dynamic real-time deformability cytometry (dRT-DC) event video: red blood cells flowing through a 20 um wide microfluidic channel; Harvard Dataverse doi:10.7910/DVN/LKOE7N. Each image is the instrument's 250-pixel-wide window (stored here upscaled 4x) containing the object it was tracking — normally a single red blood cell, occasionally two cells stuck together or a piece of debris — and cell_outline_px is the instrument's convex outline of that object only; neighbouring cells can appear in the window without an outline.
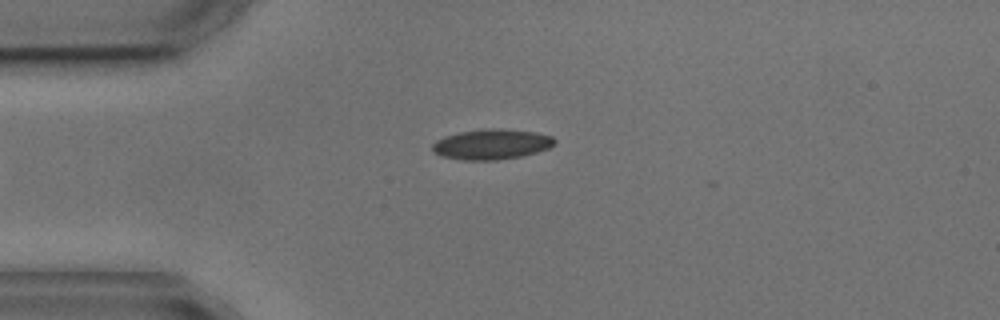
{"species": "common noctule bat (a hibernating species)", "species_latin": "Nyctalus noctula", "temperature_condition": "cold", "stored_images_in_passage": 3, "camera_frame_rate_fps": 3000, "um_per_image_px": 0.085, "animal": {"sex": "male", "body_mass_g": 17.9, "forearm_length_mm": 54.2}, "frame": {"image": 1, "passage_image": 1, "time_ms": 0.0, "image_size_px": [1000, 320], "cell_outline_px": [[556, 144], [548, 148], [536, 152], [520, 156], [496, 160], [464, 160], [440, 156], [432, 152], [432, 144], [436, 140], [444, 136], [460, 132], [484, 128], [500, 128], [536, 132], [552, 136], [556, 140]], "centroid_in_image_um": [41.77, 12.25], "position_along_channel_um": 43.2, "area_um2": 21.73}}